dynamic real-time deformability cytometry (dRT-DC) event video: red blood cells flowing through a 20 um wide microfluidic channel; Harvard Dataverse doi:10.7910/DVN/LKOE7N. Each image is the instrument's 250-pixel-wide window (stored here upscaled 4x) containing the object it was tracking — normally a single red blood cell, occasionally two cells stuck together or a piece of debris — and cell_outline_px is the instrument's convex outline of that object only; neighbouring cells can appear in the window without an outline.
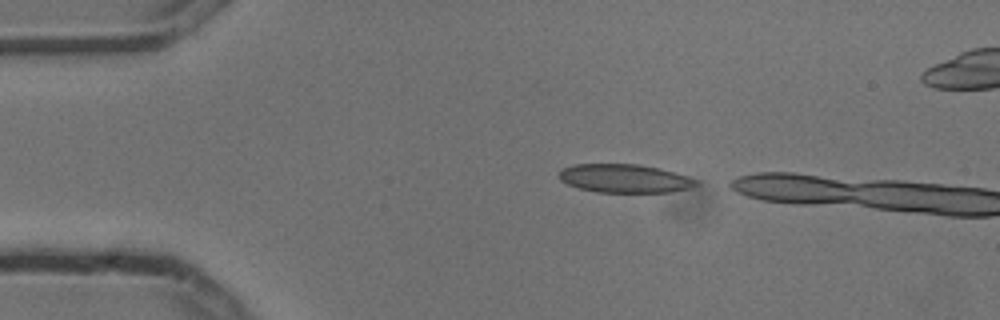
{"species": "common noctule bat (a hibernating species)", "species_latin": "Nyctalus noctula", "temperature_condition": "cold", "stored_images_in_passage": 2, "camera_frame_rate_fps": 3000, "um_per_image_px": 0.085, "animal": {"sex": "male", "body_mass_g": 13.3}, "frame": {"image": 1, "passage_image": 1, "time_ms": 0.0, "image_size_px": [1000, 320], "cell_outline_px": [[696, 184], [688, 188], [672, 192], [596, 192], [580, 188], [568, 184], [560, 180], [560, 168], [572, 164], [640, 164], [660, 168], [676, 172], [696, 180]], "centroid_in_image_um": [53.06, 15.15], "position_along_channel_um": 31.9, "area_um2": 22.72}}